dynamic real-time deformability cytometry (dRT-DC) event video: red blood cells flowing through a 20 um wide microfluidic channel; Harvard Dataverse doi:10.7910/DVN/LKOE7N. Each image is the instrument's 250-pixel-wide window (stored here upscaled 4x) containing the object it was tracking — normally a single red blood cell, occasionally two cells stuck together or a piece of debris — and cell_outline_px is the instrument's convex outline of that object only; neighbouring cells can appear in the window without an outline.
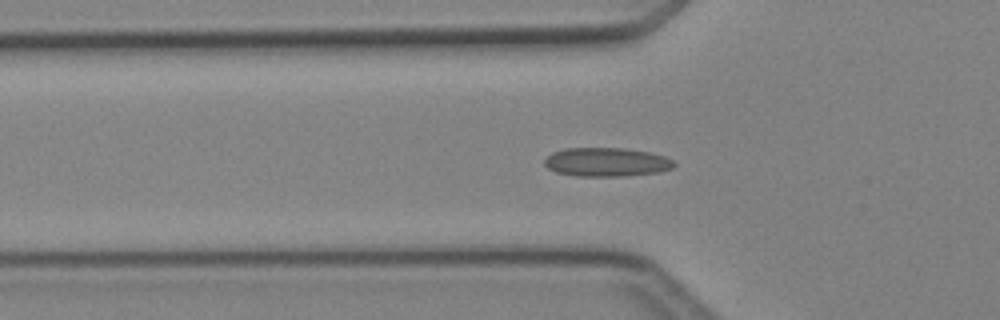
{"species": "Egyptian fruit bat (a non-hibernating species)", "species_latin": "Rousettus aegyptiacus", "temperature_condition": "cold", "stored_images_in_passage": 32, "camera_frame_rate_fps": 3000, "um_per_image_px": 0.085, "animal": {"sex": "female"}, "frame": {"image": 1, "passage_image": 10, "time_ms": 3.0, "image_size_px": [1000, 320], "cell_outline_px": [[676, 164], [672, 168], [660, 172], [624, 176], [576, 176], [556, 172], [548, 168], [544, 164], [544, 160], [552, 152], [564, 148], [624, 148], [648, 152], [664, 156], [672, 160]], "centroid_in_image_um": [51.54, 13.78], "position_along_channel_um": 74.3, "area_um2": 21.79}}
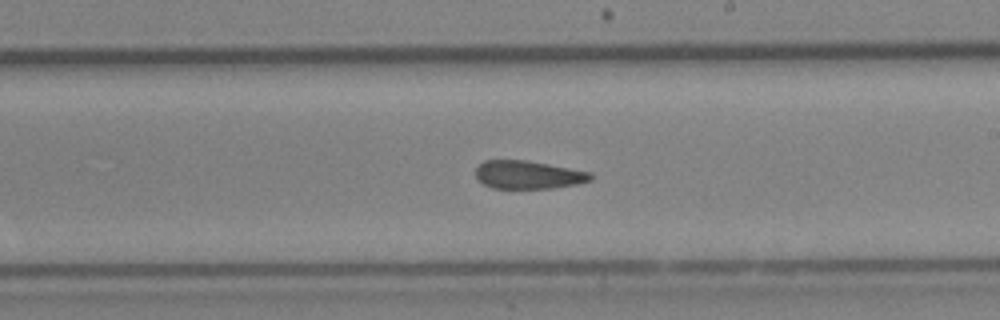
{"frame": {"image": 2, "passage_image": 22, "time_ms": 7.0, "image_size_px": [1000, 320], "cell_outline_px": [[592, 180], [576, 184], [552, 188], [492, 188], [484, 184], [476, 176], [476, 168], [484, 160], [524, 160], [548, 164], [592, 172]], "centroid_in_image_um": [44.91, 14.85], "position_along_channel_um": 244.1, "area_um2": 18.73}}
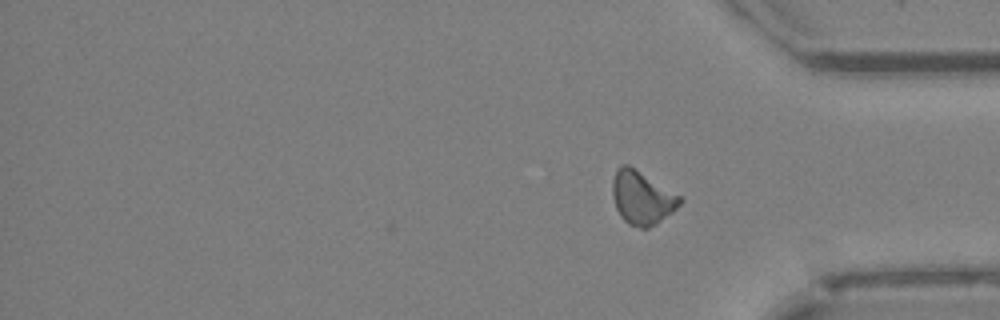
{"frame": {"image": 3, "passage_image": 32, "time_ms": 10.333, "image_size_px": [1000, 320], "cell_outline_px": [[684, 200], [672, 212], [656, 224], [648, 228], [640, 228], [628, 224], [620, 216], [616, 208], [612, 196], [612, 180], [616, 168], [624, 164], [628, 164], [680, 196]], "centroid_in_image_um": [54.54, 16.81], "position_along_channel_um": 380.7, "area_um2": 20.87}, "authors_computed_cell_mechanics": {"area_um2": 20.3456, "velocity_mm_per_s": 4.2666, "shape_relaxation_time_tau1_ms": null, "shape_relaxation_time_tau2_ms": 3.5439, "deformation_change_tau1": null, "deformation_change_tau2": 0.1028}}